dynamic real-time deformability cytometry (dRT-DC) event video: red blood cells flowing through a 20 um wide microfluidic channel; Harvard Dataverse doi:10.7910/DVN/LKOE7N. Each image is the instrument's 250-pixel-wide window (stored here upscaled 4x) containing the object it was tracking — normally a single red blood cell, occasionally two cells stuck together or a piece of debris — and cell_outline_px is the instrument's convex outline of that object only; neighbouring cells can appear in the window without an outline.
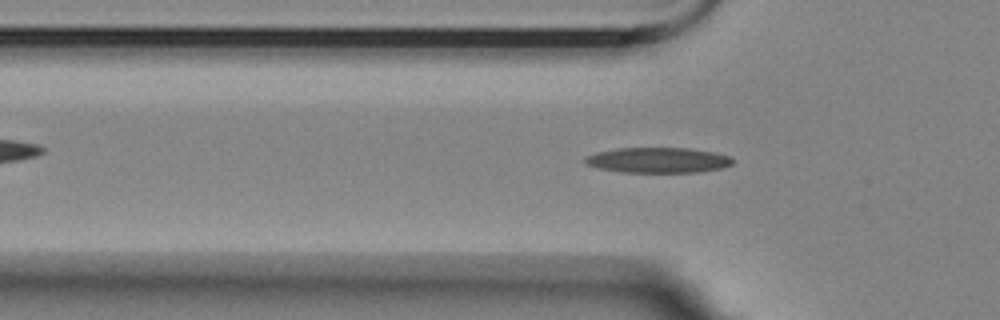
{"species": "Egyptian fruit bat (a non-hibernating species)", "species_latin": "Rousettus aegyptiacus", "temperature_condition": "room temperature", "stored_images_in_passage": 49, "camera_frame_rate_fps": 3000, "um_per_image_px": 0.085, "animal": {"sex": "female"}, "frame": {"image": 1, "passage_image": 17, "time_ms": 5.333, "image_size_px": [1000, 320], "cell_outline_px": [[732, 164], [720, 168], [696, 172], [620, 172], [600, 168], [584, 164], [584, 156], [596, 152], [616, 148], [688, 148], [716, 152], [732, 156]], "centroid_in_image_um": [55.9, 13.6], "position_along_channel_um": 69.9, "area_um2": 21.91}}
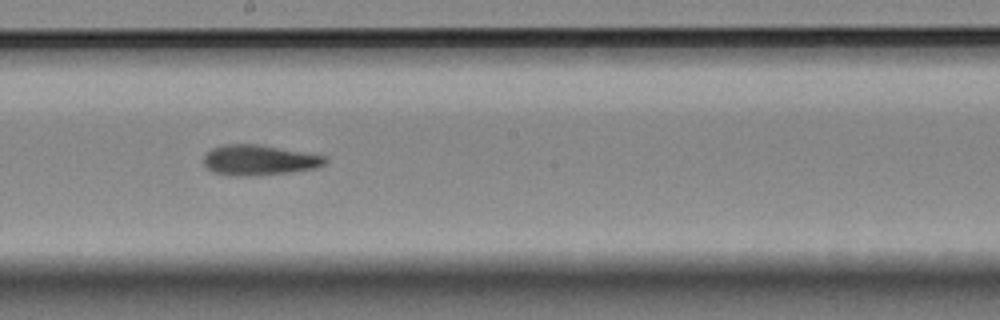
{"frame": {"image": 2, "passage_image": 30, "time_ms": 9.667, "image_size_px": [1000, 320], "cell_outline_px": [[328, 160], [324, 164], [316, 168], [288, 172], [252, 176], [228, 176], [212, 172], [204, 164], [204, 156], [212, 148], [224, 144], [256, 144], [324, 156]], "centroid_in_image_um": [21.97, 13.62], "position_along_channel_um": 226.2, "area_um2": 21.27}}
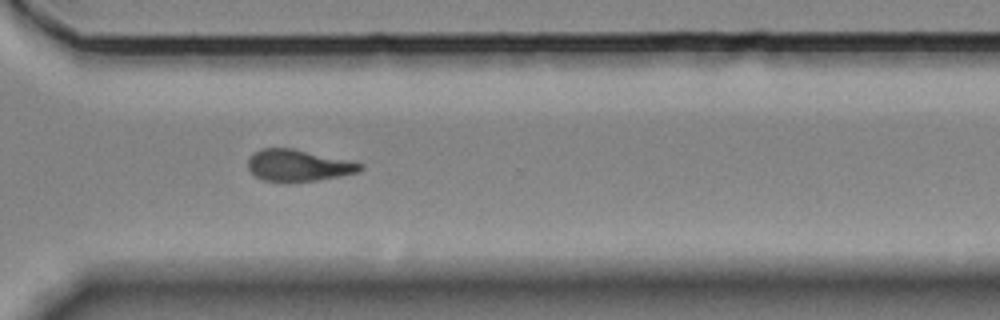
{"frame": {"image": 3, "passage_image": 40, "time_ms": 13.0, "image_size_px": [1000, 320], "cell_outline_px": [[364, 168], [360, 172], [340, 176], [316, 180], [264, 180], [256, 176], [248, 168], [248, 156], [252, 152], [260, 148], [292, 148], [364, 164]], "centroid_in_image_um": [25.34, 14.03], "position_along_channel_um": 345.3, "area_um2": 20.29}}